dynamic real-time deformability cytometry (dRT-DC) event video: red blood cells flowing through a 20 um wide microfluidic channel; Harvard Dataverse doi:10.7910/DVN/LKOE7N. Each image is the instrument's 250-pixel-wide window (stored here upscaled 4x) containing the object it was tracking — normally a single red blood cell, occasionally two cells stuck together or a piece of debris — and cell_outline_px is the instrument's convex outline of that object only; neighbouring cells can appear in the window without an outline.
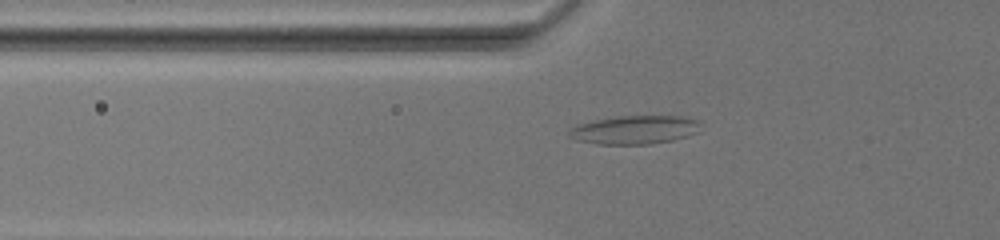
{"species": "common noctule bat (a hibernating species)", "species_latin": "Nyctalus noctula", "temperature_condition": "warm", "stored_images_in_passage": 31, "camera_frame_rate_fps": 3000, "um_per_image_px": 0.085, "animal": {"sex": "female", "body_mass_g": 19.5, "forearm_length_mm": 54.1}, "frame": {"image": 1, "passage_image": 2, "time_ms": 1.0, "image_size_px": [1000, 240], "cell_outline_px": [[700, 124], [696, 132], [688, 136], [672, 140], [652, 144], [596, 144], [576, 140], [568, 136], [568, 128], [576, 124], [592, 120], [616, 116], [680, 116], [700, 120]], "centroid_in_image_um": [53.88, 11.03], "position_along_channel_um": 71.9, "area_um2": 22.14}}
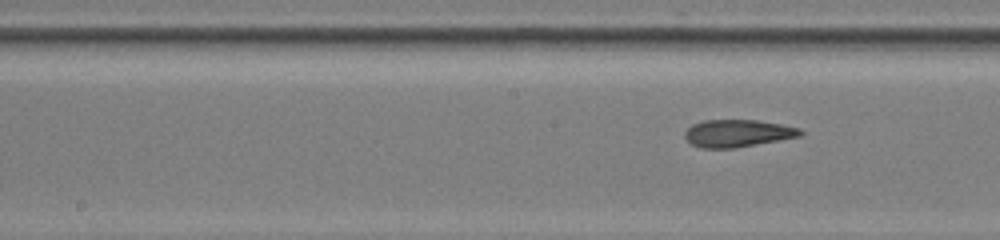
{"frame": {"image": 2, "passage_image": 12, "time_ms": 5.0, "image_size_px": [1000, 240], "cell_outline_px": [[804, 132], [800, 136], [780, 140], [736, 148], [700, 148], [692, 144], [684, 136], [684, 132], [692, 124], [704, 120], [756, 120], [780, 124], [800, 128]], "centroid_in_image_um": [62.69, 11.33], "position_along_channel_um": 185.5, "area_um2": 18.44}}
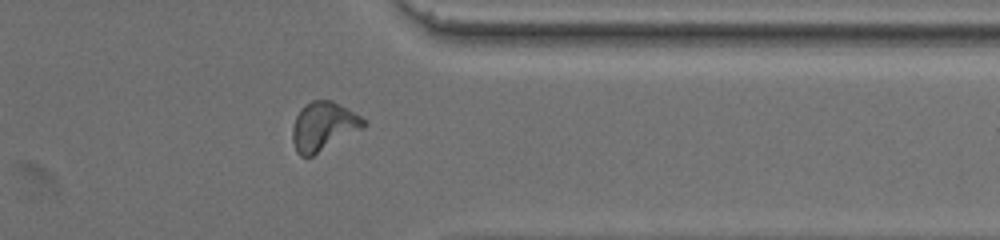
{"frame": {"image": 3, "passage_image": 25, "time_ms": 12.0, "image_size_px": [1000, 240], "cell_outline_px": [[364, 128], [312, 156], [300, 156], [296, 152], [292, 140], [292, 128], [296, 116], [300, 108], [304, 104], [312, 100], [332, 100], [360, 116], [364, 120]], "centroid_in_image_um": [27.45, 10.74], "position_along_channel_um": 383.9, "area_um2": 20.11}}